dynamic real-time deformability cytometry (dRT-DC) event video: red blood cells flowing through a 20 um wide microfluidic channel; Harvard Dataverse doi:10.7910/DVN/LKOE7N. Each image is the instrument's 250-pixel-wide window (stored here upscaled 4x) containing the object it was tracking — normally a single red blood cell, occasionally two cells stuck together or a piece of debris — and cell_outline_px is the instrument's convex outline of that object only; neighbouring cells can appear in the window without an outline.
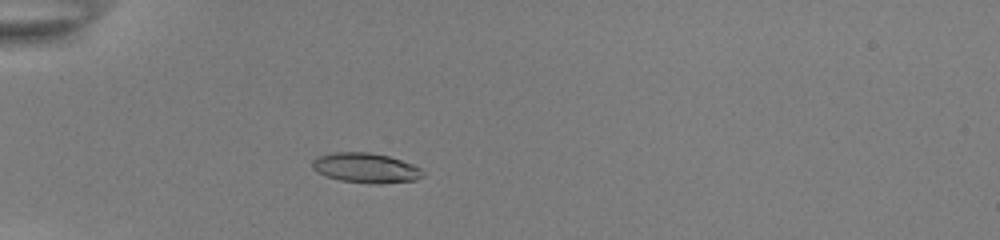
{"species": "common noctule bat (a hibernating species)", "species_latin": "Nyctalus noctula", "temperature_condition": "room temperature", "stored_images_in_passage": 54, "camera_frame_rate_fps": 3000, "um_per_image_px": 0.085, "animal": {"sex": "female", "body_mass_g": 22.0, "forearm_length_mm": 56.7}, "frame": {"image": 1, "passage_image": 18, "time_ms": 5.667, "image_size_px": [1000, 240], "cell_outline_px": [[424, 176], [416, 180], [380, 184], [368, 184], [340, 180], [316, 172], [312, 168], [312, 160], [316, 156], [336, 152], [368, 152], [388, 156], [412, 164], [420, 168], [424, 172]], "centroid_in_image_um": [31.08, 14.28], "position_along_channel_um": 53.9, "area_um2": 19.36}}
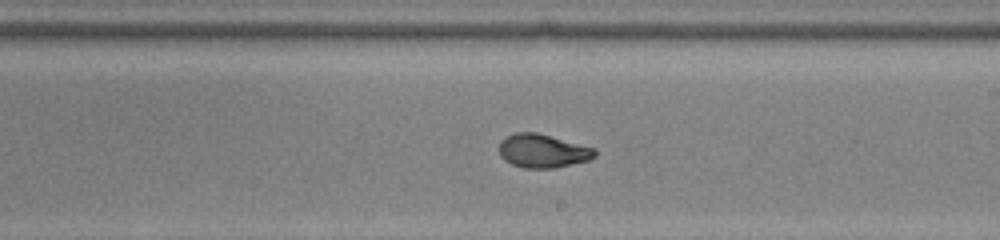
{"frame": {"image": 2, "passage_image": 34, "time_ms": 11.0, "image_size_px": [1000, 240], "cell_outline_px": [[596, 156], [588, 160], [552, 168], [524, 168], [512, 164], [504, 160], [500, 156], [500, 140], [516, 132], [536, 132], [596, 148]], "centroid_in_image_um": [46.13, 12.82], "position_along_channel_um": 242.9, "area_um2": 18.61}}
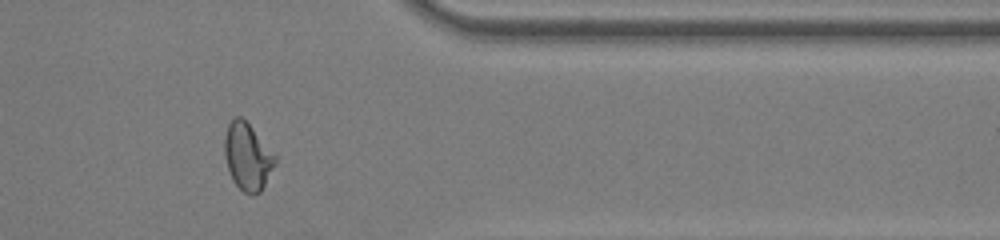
{"frame": {"image": 3, "passage_image": 46, "time_ms": 15.0, "image_size_px": [1000, 240], "cell_outline_px": [[276, 164], [260, 192], [252, 196], [244, 192], [232, 180], [224, 156], [224, 136], [228, 124], [236, 116], [240, 116], [252, 128], [276, 156]], "centroid_in_image_um": [21.03, 13.33], "position_along_channel_um": 390.4, "area_um2": 19.59}, "authors_computed_cell_mechanics": {"area_um2": 19.3052, "velocity_mm_per_s": 3.893, "shape_relaxation_time_tau1_ms": 4.8513, "shape_relaxation_time_tau2_ms": 1.0813, "deformation_change_tau1": 0.1924, "deformation_change_tau2": 0.0579}}